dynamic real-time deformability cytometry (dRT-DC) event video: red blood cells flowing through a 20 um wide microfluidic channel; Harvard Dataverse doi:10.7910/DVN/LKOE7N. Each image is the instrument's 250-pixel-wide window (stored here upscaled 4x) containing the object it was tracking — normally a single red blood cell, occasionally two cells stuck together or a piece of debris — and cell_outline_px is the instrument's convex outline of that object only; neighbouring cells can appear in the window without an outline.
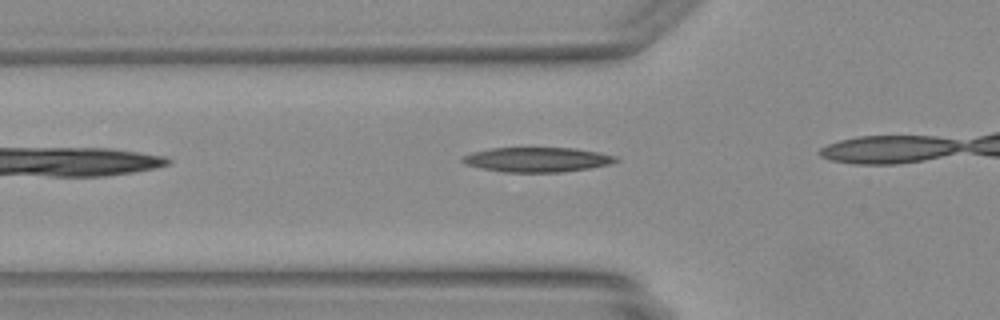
{"species": "Egyptian fruit bat (a non-hibernating species)", "species_latin": "Rousettus aegyptiacus", "temperature_condition": "warm", "stored_images_in_passage": 9, "camera_frame_rate_fps": 3000, "um_per_image_px": 0.085, "animal": {"sex": "female"}, "frame": {"image": 1, "passage_image": 4, "time_ms": 1.0, "image_size_px": [1000, 320], "cell_outline_px": [[620, 160], [608, 164], [588, 168], [560, 172], [504, 172], [480, 168], [468, 164], [460, 160], [464, 156], [472, 152], [492, 148], [576, 148], [616, 156]], "centroid_in_image_um": [45.65, 13.56], "position_along_channel_um": 80.2, "area_um2": 21.79}}